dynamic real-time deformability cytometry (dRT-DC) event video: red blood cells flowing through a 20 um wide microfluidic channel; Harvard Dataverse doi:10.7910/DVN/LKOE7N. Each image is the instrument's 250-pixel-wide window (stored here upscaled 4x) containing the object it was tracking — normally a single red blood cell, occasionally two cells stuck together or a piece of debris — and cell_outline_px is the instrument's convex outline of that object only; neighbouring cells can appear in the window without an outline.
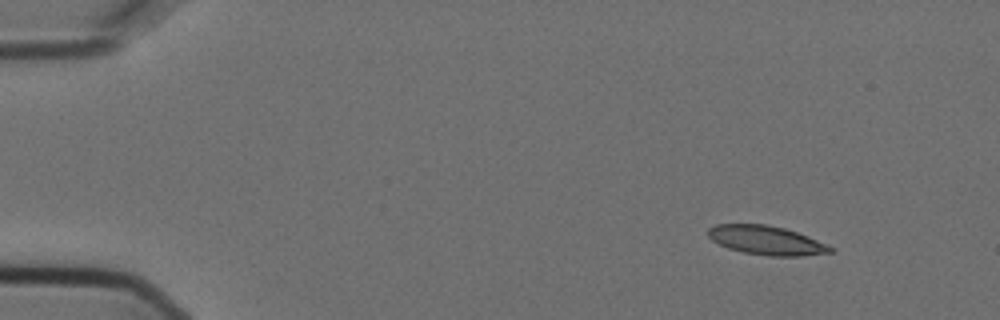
{"species": "Egyptian fruit bat (a non-hibernating species)", "species_latin": "Rousettus aegyptiacus", "temperature_condition": "cold", "stored_images_in_passage": 4, "camera_frame_rate_fps": 3000, "um_per_image_px": 0.085, "animal": {"sex": "female"}, "frame": {"image": 1, "passage_image": 1, "time_ms": 0.0, "image_size_px": [1000, 320], "cell_outline_px": [[832, 252], [800, 256], [772, 256], [744, 252], [728, 248], [712, 240], [708, 236], [708, 228], [716, 224], [764, 224], [784, 228], [808, 236], [832, 248]], "centroid_in_image_um": [65.09, 20.42], "position_along_channel_um": 19.9, "area_um2": 20.29}}
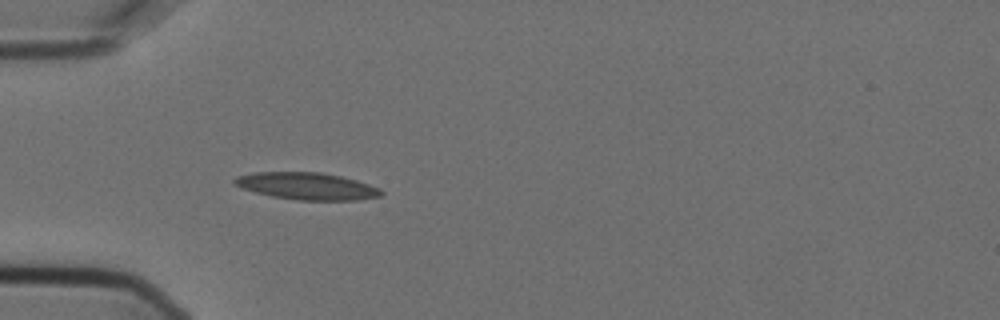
{"frame": {"image": 2, "passage_image": 4, "time_ms": 1.0, "image_size_px": [1000, 320], "cell_outline_px": [[384, 192], [380, 196], [356, 200], [296, 200], [272, 196], [256, 192], [232, 184], [232, 180], [236, 176], [252, 172], [320, 172], [340, 176], [356, 180], [380, 188]], "centroid_in_image_um": [26.06, 15.81], "position_along_channel_um": 58.9, "area_um2": 23.12}}